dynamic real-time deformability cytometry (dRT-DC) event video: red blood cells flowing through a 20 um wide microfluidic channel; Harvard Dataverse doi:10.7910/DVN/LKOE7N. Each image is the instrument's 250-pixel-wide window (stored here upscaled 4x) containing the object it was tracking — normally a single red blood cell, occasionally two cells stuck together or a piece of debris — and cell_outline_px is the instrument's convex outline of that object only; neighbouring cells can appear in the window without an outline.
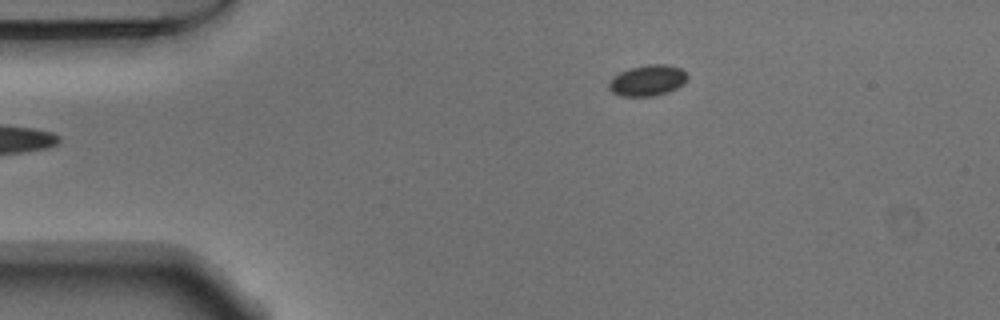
{"species": "Egyptian fruit bat (a non-hibernating species)", "species_latin": "Rousettus aegyptiacus", "temperature_condition": "warm", "stored_images_in_passage": 37, "camera_frame_rate_fps": 3000, "um_per_image_px": 0.085, "animal": {"sex": "male"}, "frame": {"image": 1, "passage_image": 1, "time_ms": 0.0, "image_size_px": [1000, 320], "cell_outline_px": [[688, 76], [684, 84], [668, 92], [652, 96], [620, 96], [612, 92], [608, 88], [608, 84], [612, 76], [628, 68], [648, 64], [664, 64], [680, 68]], "centroid_in_image_um": [55.01, 6.83], "position_along_channel_um": 30.0, "area_um2": 14.22}}
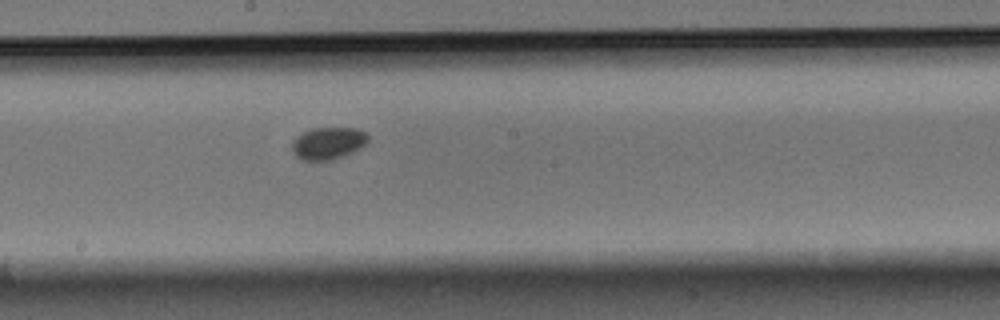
{"frame": {"image": 2, "passage_image": 20, "time_ms": 6.333, "image_size_px": [1000, 320], "cell_outline_px": [[368, 140], [360, 148], [352, 152], [332, 160], [300, 160], [292, 152], [292, 144], [296, 136], [312, 128], [360, 128], [368, 132]], "centroid_in_image_um": [27.9, 12.16], "position_along_channel_um": 220.3, "area_um2": 14.33}}
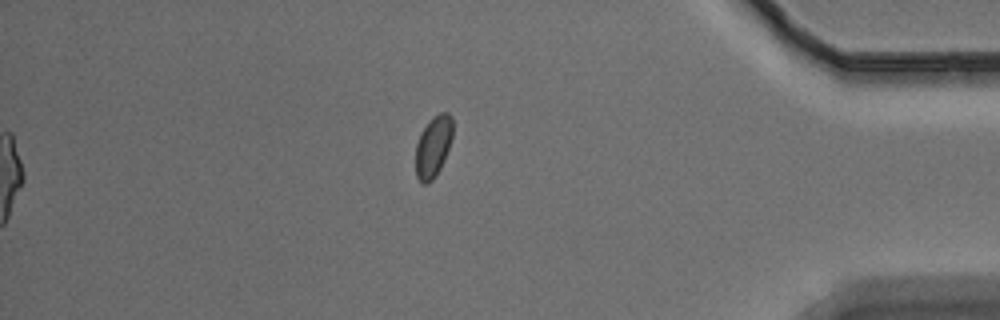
{"frame": {"image": 3, "passage_image": 37, "time_ms": 12.0, "image_size_px": [1000, 320], "cell_outline_px": [[452, 136], [444, 160], [440, 168], [432, 180], [428, 184], [424, 184], [416, 176], [416, 144], [420, 132], [428, 120], [432, 116], [440, 112], [448, 112], [452, 116]], "centroid_in_image_um": [36.81, 12.41], "position_along_channel_um": 398.4, "area_um2": 13.29}}